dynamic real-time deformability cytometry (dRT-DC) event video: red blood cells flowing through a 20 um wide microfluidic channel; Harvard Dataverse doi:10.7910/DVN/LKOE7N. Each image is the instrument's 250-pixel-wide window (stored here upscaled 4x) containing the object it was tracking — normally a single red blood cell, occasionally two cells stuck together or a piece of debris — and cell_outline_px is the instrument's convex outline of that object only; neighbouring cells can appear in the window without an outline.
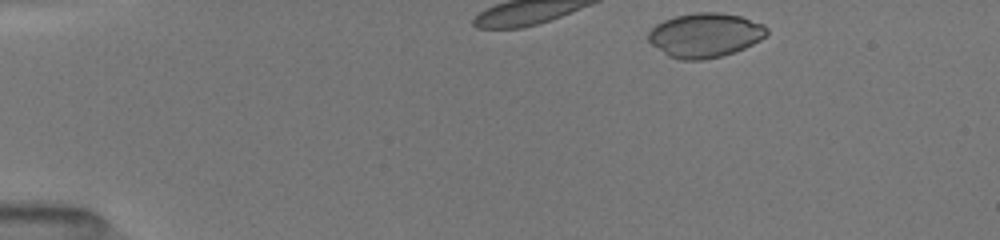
{"species": "common noctule bat (a hibernating species)", "species_latin": "Nyctalus noctula", "temperature_condition": "room temperature", "stored_images_in_passage": 16, "camera_frame_rate_fps": 3000, "um_per_image_px": 0.085, "animal": {"sex": "female", "body_mass_g": 19.5, "forearm_length_mm": 54.1}, "frame": {"image": 1, "passage_image": 1, "time_ms": 0.0, "image_size_px": [1000, 240], "cell_outline_px": [[768, 32], [760, 40], [744, 48], [720, 56], [704, 60], [680, 60], [668, 56], [652, 44], [648, 40], [648, 32], [656, 24], [664, 20], [676, 16], [696, 12], [720, 12], [740, 16], [764, 24], [768, 28]], "centroid_in_image_um": [59.92, 2.98], "position_along_channel_um": 25.1, "area_um2": 30.52}}
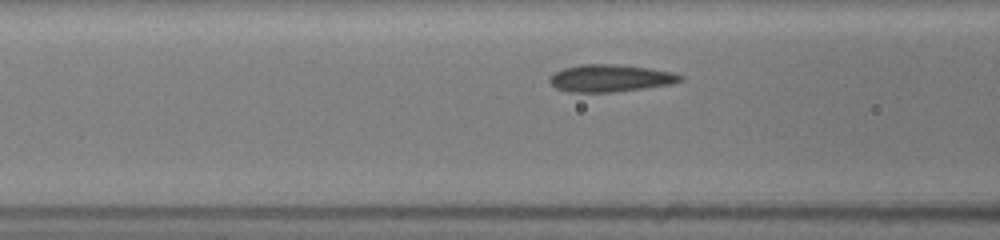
{"frame": {"image": 2, "passage_image": 10, "time_ms": 3.0, "image_size_px": [1000, 240], "cell_outline_px": [[684, 80], [672, 84], [644, 88], [612, 92], [568, 92], [556, 88], [548, 80], [548, 76], [564, 68], [580, 64], [620, 64], [648, 68], [672, 72], [684, 76]], "centroid_in_image_um": [51.88, 6.64], "position_along_channel_um": 114.7, "area_um2": 20.87}}
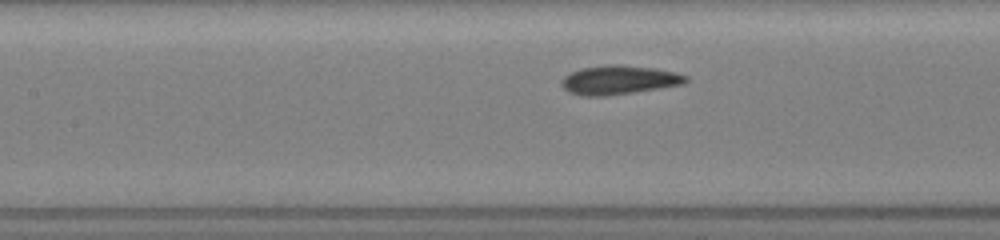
{"frame": {"image": 3, "passage_image": 13, "time_ms": 4.0, "image_size_px": [1000, 240], "cell_outline_px": [[688, 80], [684, 84], [632, 92], [604, 96], [580, 96], [568, 92], [560, 84], [560, 80], [564, 76], [580, 68], [608, 64], [620, 64], [652, 68], [676, 72], [688, 76]], "centroid_in_image_um": [52.57, 6.79], "position_along_channel_um": 154.8, "area_um2": 21.04}}